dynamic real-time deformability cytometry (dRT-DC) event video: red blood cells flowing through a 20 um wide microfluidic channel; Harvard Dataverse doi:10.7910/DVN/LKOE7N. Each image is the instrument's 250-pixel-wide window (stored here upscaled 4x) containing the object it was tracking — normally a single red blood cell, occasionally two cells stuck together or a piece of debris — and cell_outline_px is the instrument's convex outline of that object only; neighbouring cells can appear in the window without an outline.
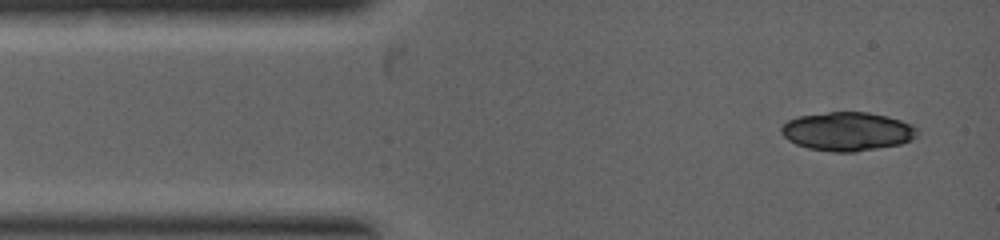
{"species": "common noctule bat (a hibernating species)", "species_latin": "Nyctalus noctula", "temperature_condition": "warm", "stored_images_in_passage": 2, "camera_frame_rate_fps": 5000, "um_per_image_px": 0.085, "animal": {"sex": "female", "body_mass_g": 19.0, "forearm_length_mm": 53.3}, "frame": {"image": 1, "passage_image": 1, "time_ms": 0.0, "image_size_px": [1000, 240], "cell_outline_px": [[920, 132], [912, 140], [900, 144], [852, 152], [832, 152], [808, 148], [796, 144], [788, 140], [780, 132], [780, 128], [788, 120], [796, 116], [828, 112], [868, 112], [888, 116], [912, 124]], "centroid_in_image_um": [72.03, 11.16], "position_along_channel_um": 13.0, "area_um2": 30.81}}